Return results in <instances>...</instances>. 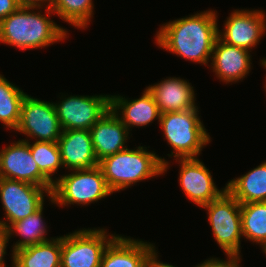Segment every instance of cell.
<instances>
[{
	"label": "cell",
	"instance_id": "obj_23",
	"mask_svg": "<svg viewBox=\"0 0 266 267\" xmlns=\"http://www.w3.org/2000/svg\"><path fill=\"white\" fill-rule=\"evenodd\" d=\"M243 238L266 250V201L241 204Z\"/></svg>",
	"mask_w": 266,
	"mask_h": 267
},
{
	"label": "cell",
	"instance_id": "obj_5",
	"mask_svg": "<svg viewBox=\"0 0 266 267\" xmlns=\"http://www.w3.org/2000/svg\"><path fill=\"white\" fill-rule=\"evenodd\" d=\"M111 194L113 192L106 183L102 169L97 165L88 169L70 170L67 174L55 177L48 199L58 207H70L71 204L88 206Z\"/></svg>",
	"mask_w": 266,
	"mask_h": 267
},
{
	"label": "cell",
	"instance_id": "obj_17",
	"mask_svg": "<svg viewBox=\"0 0 266 267\" xmlns=\"http://www.w3.org/2000/svg\"><path fill=\"white\" fill-rule=\"evenodd\" d=\"M152 94L160 113L185 111L196 106L194 86L180 77H166L146 87Z\"/></svg>",
	"mask_w": 266,
	"mask_h": 267
},
{
	"label": "cell",
	"instance_id": "obj_14",
	"mask_svg": "<svg viewBox=\"0 0 266 267\" xmlns=\"http://www.w3.org/2000/svg\"><path fill=\"white\" fill-rule=\"evenodd\" d=\"M250 52L244 48L228 45L217 38L211 55L210 69L220 82L226 84L238 83L253 68Z\"/></svg>",
	"mask_w": 266,
	"mask_h": 267
},
{
	"label": "cell",
	"instance_id": "obj_30",
	"mask_svg": "<svg viewBox=\"0 0 266 267\" xmlns=\"http://www.w3.org/2000/svg\"><path fill=\"white\" fill-rule=\"evenodd\" d=\"M158 251L156 250V247L148 254L146 261H145V267H177L175 265H171L169 263L161 262L158 258Z\"/></svg>",
	"mask_w": 266,
	"mask_h": 267
},
{
	"label": "cell",
	"instance_id": "obj_3",
	"mask_svg": "<svg viewBox=\"0 0 266 267\" xmlns=\"http://www.w3.org/2000/svg\"><path fill=\"white\" fill-rule=\"evenodd\" d=\"M104 178L113 193L120 192L133 184L165 174L169 162L159 157L146 146L126 148L99 161Z\"/></svg>",
	"mask_w": 266,
	"mask_h": 267
},
{
	"label": "cell",
	"instance_id": "obj_26",
	"mask_svg": "<svg viewBox=\"0 0 266 267\" xmlns=\"http://www.w3.org/2000/svg\"><path fill=\"white\" fill-rule=\"evenodd\" d=\"M27 143L39 170L54 183L52 176L60 168H64L58 143L45 141H34L32 144L27 141Z\"/></svg>",
	"mask_w": 266,
	"mask_h": 267
},
{
	"label": "cell",
	"instance_id": "obj_9",
	"mask_svg": "<svg viewBox=\"0 0 266 267\" xmlns=\"http://www.w3.org/2000/svg\"><path fill=\"white\" fill-rule=\"evenodd\" d=\"M29 139L25 141L58 142L62 128L57 117L54 102L44 101L26 95L22 102L20 120L14 130Z\"/></svg>",
	"mask_w": 266,
	"mask_h": 267
},
{
	"label": "cell",
	"instance_id": "obj_2",
	"mask_svg": "<svg viewBox=\"0 0 266 267\" xmlns=\"http://www.w3.org/2000/svg\"><path fill=\"white\" fill-rule=\"evenodd\" d=\"M45 7L46 14H42L41 9ZM54 14L49 5L20 6L0 22V44L24 51L45 48L67 39L68 31L50 18Z\"/></svg>",
	"mask_w": 266,
	"mask_h": 267
},
{
	"label": "cell",
	"instance_id": "obj_12",
	"mask_svg": "<svg viewBox=\"0 0 266 267\" xmlns=\"http://www.w3.org/2000/svg\"><path fill=\"white\" fill-rule=\"evenodd\" d=\"M0 178L31 183L50 191L53 188L34 161L29 144L21 138L0 150Z\"/></svg>",
	"mask_w": 266,
	"mask_h": 267
},
{
	"label": "cell",
	"instance_id": "obj_22",
	"mask_svg": "<svg viewBox=\"0 0 266 267\" xmlns=\"http://www.w3.org/2000/svg\"><path fill=\"white\" fill-rule=\"evenodd\" d=\"M43 210L44 205L28 217L15 223H11L7 227L9 239L13 238V235L21 237L18 241H16V243H13V245L11 246L12 253L10 255L12 263L14 251L52 239V237H46L48 226L43 219Z\"/></svg>",
	"mask_w": 266,
	"mask_h": 267
},
{
	"label": "cell",
	"instance_id": "obj_11",
	"mask_svg": "<svg viewBox=\"0 0 266 267\" xmlns=\"http://www.w3.org/2000/svg\"><path fill=\"white\" fill-rule=\"evenodd\" d=\"M224 21V29H218V38L228 45L252 52L266 31V15L263 10L236 9Z\"/></svg>",
	"mask_w": 266,
	"mask_h": 267
},
{
	"label": "cell",
	"instance_id": "obj_18",
	"mask_svg": "<svg viewBox=\"0 0 266 267\" xmlns=\"http://www.w3.org/2000/svg\"><path fill=\"white\" fill-rule=\"evenodd\" d=\"M61 160L65 169H88L99 165L90 130H62L58 139Z\"/></svg>",
	"mask_w": 266,
	"mask_h": 267
},
{
	"label": "cell",
	"instance_id": "obj_7",
	"mask_svg": "<svg viewBox=\"0 0 266 267\" xmlns=\"http://www.w3.org/2000/svg\"><path fill=\"white\" fill-rule=\"evenodd\" d=\"M116 236L100 227L61 236V267H100L105 249Z\"/></svg>",
	"mask_w": 266,
	"mask_h": 267
},
{
	"label": "cell",
	"instance_id": "obj_10",
	"mask_svg": "<svg viewBox=\"0 0 266 267\" xmlns=\"http://www.w3.org/2000/svg\"><path fill=\"white\" fill-rule=\"evenodd\" d=\"M68 96V97H67ZM54 102L62 130L90 128L110 109V95H63Z\"/></svg>",
	"mask_w": 266,
	"mask_h": 267
},
{
	"label": "cell",
	"instance_id": "obj_25",
	"mask_svg": "<svg viewBox=\"0 0 266 267\" xmlns=\"http://www.w3.org/2000/svg\"><path fill=\"white\" fill-rule=\"evenodd\" d=\"M49 7L62 21L74 28H88L94 15L93 0H50Z\"/></svg>",
	"mask_w": 266,
	"mask_h": 267
},
{
	"label": "cell",
	"instance_id": "obj_29",
	"mask_svg": "<svg viewBox=\"0 0 266 267\" xmlns=\"http://www.w3.org/2000/svg\"><path fill=\"white\" fill-rule=\"evenodd\" d=\"M19 7L16 0H0V22Z\"/></svg>",
	"mask_w": 266,
	"mask_h": 267
},
{
	"label": "cell",
	"instance_id": "obj_13",
	"mask_svg": "<svg viewBox=\"0 0 266 267\" xmlns=\"http://www.w3.org/2000/svg\"><path fill=\"white\" fill-rule=\"evenodd\" d=\"M179 164V186L192 203L200 208L217 199L224 191L214 183L213 176L199 158H177Z\"/></svg>",
	"mask_w": 266,
	"mask_h": 267
},
{
	"label": "cell",
	"instance_id": "obj_24",
	"mask_svg": "<svg viewBox=\"0 0 266 267\" xmlns=\"http://www.w3.org/2000/svg\"><path fill=\"white\" fill-rule=\"evenodd\" d=\"M26 95V92L0 74V122L4 128L12 131L16 129Z\"/></svg>",
	"mask_w": 266,
	"mask_h": 267
},
{
	"label": "cell",
	"instance_id": "obj_32",
	"mask_svg": "<svg viewBox=\"0 0 266 267\" xmlns=\"http://www.w3.org/2000/svg\"><path fill=\"white\" fill-rule=\"evenodd\" d=\"M260 63H261V66H263V68L266 70V59L265 58L261 59ZM265 79H266V77H265ZM264 88H265V91H266V83H265Z\"/></svg>",
	"mask_w": 266,
	"mask_h": 267
},
{
	"label": "cell",
	"instance_id": "obj_8",
	"mask_svg": "<svg viewBox=\"0 0 266 267\" xmlns=\"http://www.w3.org/2000/svg\"><path fill=\"white\" fill-rule=\"evenodd\" d=\"M46 195L50 198L51 191L45 187L0 178V200L5 211V219H0V224L7 228L33 214L45 204Z\"/></svg>",
	"mask_w": 266,
	"mask_h": 267
},
{
	"label": "cell",
	"instance_id": "obj_4",
	"mask_svg": "<svg viewBox=\"0 0 266 267\" xmlns=\"http://www.w3.org/2000/svg\"><path fill=\"white\" fill-rule=\"evenodd\" d=\"M198 107L185 111L166 112L160 116V128L172 151L168 157L198 158L211 142Z\"/></svg>",
	"mask_w": 266,
	"mask_h": 267
},
{
	"label": "cell",
	"instance_id": "obj_31",
	"mask_svg": "<svg viewBox=\"0 0 266 267\" xmlns=\"http://www.w3.org/2000/svg\"><path fill=\"white\" fill-rule=\"evenodd\" d=\"M20 6H46L49 5L50 0H16Z\"/></svg>",
	"mask_w": 266,
	"mask_h": 267
},
{
	"label": "cell",
	"instance_id": "obj_15",
	"mask_svg": "<svg viewBox=\"0 0 266 267\" xmlns=\"http://www.w3.org/2000/svg\"><path fill=\"white\" fill-rule=\"evenodd\" d=\"M131 132L109 109L104 115L90 128L91 140L98 162L128 148L127 143Z\"/></svg>",
	"mask_w": 266,
	"mask_h": 267
},
{
	"label": "cell",
	"instance_id": "obj_21",
	"mask_svg": "<svg viewBox=\"0 0 266 267\" xmlns=\"http://www.w3.org/2000/svg\"><path fill=\"white\" fill-rule=\"evenodd\" d=\"M13 267H61V236L14 251Z\"/></svg>",
	"mask_w": 266,
	"mask_h": 267
},
{
	"label": "cell",
	"instance_id": "obj_27",
	"mask_svg": "<svg viewBox=\"0 0 266 267\" xmlns=\"http://www.w3.org/2000/svg\"><path fill=\"white\" fill-rule=\"evenodd\" d=\"M226 256L225 260L210 257L194 267H241V255L226 254Z\"/></svg>",
	"mask_w": 266,
	"mask_h": 267
},
{
	"label": "cell",
	"instance_id": "obj_6",
	"mask_svg": "<svg viewBox=\"0 0 266 267\" xmlns=\"http://www.w3.org/2000/svg\"><path fill=\"white\" fill-rule=\"evenodd\" d=\"M202 209L207 211L213 237L225 255H241V204L226 190Z\"/></svg>",
	"mask_w": 266,
	"mask_h": 267
},
{
	"label": "cell",
	"instance_id": "obj_20",
	"mask_svg": "<svg viewBox=\"0 0 266 267\" xmlns=\"http://www.w3.org/2000/svg\"><path fill=\"white\" fill-rule=\"evenodd\" d=\"M226 189L240 204L266 201V161L228 181Z\"/></svg>",
	"mask_w": 266,
	"mask_h": 267
},
{
	"label": "cell",
	"instance_id": "obj_19",
	"mask_svg": "<svg viewBox=\"0 0 266 267\" xmlns=\"http://www.w3.org/2000/svg\"><path fill=\"white\" fill-rule=\"evenodd\" d=\"M154 243L117 235L107 246L100 267H145Z\"/></svg>",
	"mask_w": 266,
	"mask_h": 267
},
{
	"label": "cell",
	"instance_id": "obj_28",
	"mask_svg": "<svg viewBox=\"0 0 266 267\" xmlns=\"http://www.w3.org/2000/svg\"><path fill=\"white\" fill-rule=\"evenodd\" d=\"M9 236L7 228L0 224V267H8L5 264V255H7V246L9 245Z\"/></svg>",
	"mask_w": 266,
	"mask_h": 267
},
{
	"label": "cell",
	"instance_id": "obj_1",
	"mask_svg": "<svg viewBox=\"0 0 266 267\" xmlns=\"http://www.w3.org/2000/svg\"><path fill=\"white\" fill-rule=\"evenodd\" d=\"M217 11L208 9L162 24L156 31L159 48L190 62L208 65L218 38Z\"/></svg>",
	"mask_w": 266,
	"mask_h": 267
},
{
	"label": "cell",
	"instance_id": "obj_16",
	"mask_svg": "<svg viewBox=\"0 0 266 267\" xmlns=\"http://www.w3.org/2000/svg\"><path fill=\"white\" fill-rule=\"evenodd\" d=\"M125 98L121 95L110 94V109L128 128L146 127L158 119L160 122V110L154 101L150 91L145 88L141 97L136 99Z\"/></svg>",
	"mask_w": 266,
	"mask_h": 267
}]
</instances>
